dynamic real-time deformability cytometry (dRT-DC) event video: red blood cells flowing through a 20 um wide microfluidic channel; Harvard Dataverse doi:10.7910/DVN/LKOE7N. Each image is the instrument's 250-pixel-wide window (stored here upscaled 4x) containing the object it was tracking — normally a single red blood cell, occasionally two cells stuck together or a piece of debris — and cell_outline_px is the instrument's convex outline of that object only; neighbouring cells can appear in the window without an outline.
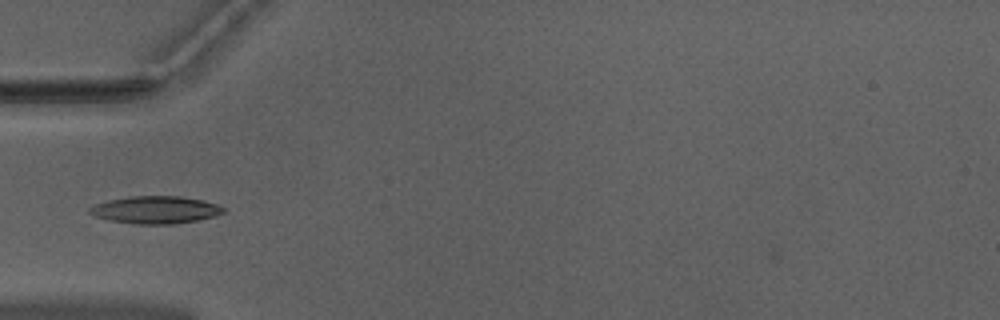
{"species": "Egyptian fruit bat (a non-hibernating species)", "species_latin": "Rousettus aegyptiacus", "temperature_condition": "warm", "stored_images_in_passage": 36, "camera_frame_rate_fps": 3000, "um_per_image_px": 0.085, "animal": {"sex": "male"}, "frame": {"image": 1, "passage_image": 1, "time_ms": 0.0, "image_size_px": [1000, 320], "cell_outline_px": [[224, 212], [212, 216], [196, 220], [172, 224], [136, 224], [108, 220], [96, 216], [88, 212], [88, 208], [96, 204], [108, 200], [132, 196], [180, 196], [200, 200], [216, 204], [224, 208]], "centroid_in_image_um": [13.17, 17.83], "position_along_channel_um": 71.8, "area_um2": 21.1}}
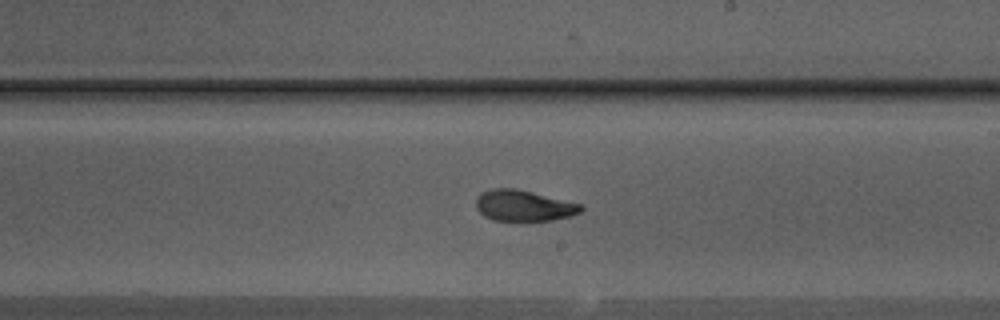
{"frame": {"image": 2, "passage_image": 14, "time_ms": 4.333, "image_size_px": [1000, 320], "cell_outline_px": [[584, 208], [580, 212], [568, 216], [552, 220], [492, 220], [484, 216], [476, 208], [476, 196], [480, 192], [492, 188], [516, 188], [580, 204]], "centroid_in_image_um": [44.45, 17.46], "position_along_channel_um": 244.6, "area_um2": 18.79}}
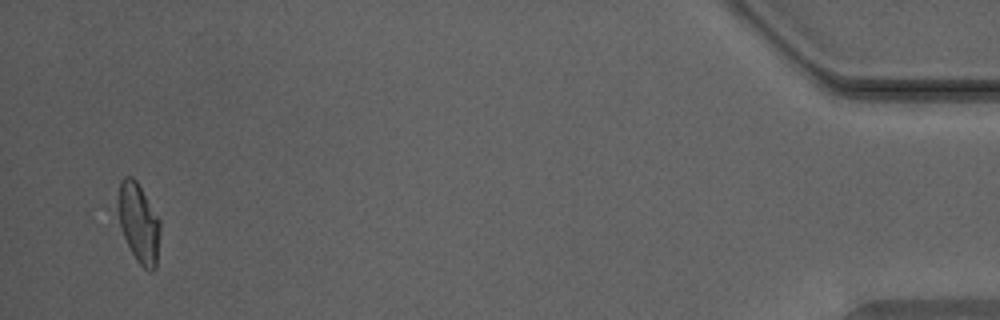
{"frame": {"image": 3, "passage_image": 34, "time_ms": 11.0, "image_size_px": [1000, 320], "cell_outline_px": [[160, 228], [156, 268], [152, 272], [144, 268], [136, 260], [124, 236], [120, 224], [120, 180], [124, 176], [132, 176], [136, 180], [160, 220]], "centroid_in_image_um": [11.83, 18.98], "position_along_channel_um": 423.4, "area_um2": 18.84}, "authors_computed_cell_mechanics": {"area_um2": 19.5364, "velocity_mm_per_s": 3.9686, "shape_relaxation_time_tau1_ms": 5.356, "shape_relaxation_time_tau2_ms": 1.9677, "deformation_change_tau1": 0.1751, "deformation_change_tau2": 0.0719}}